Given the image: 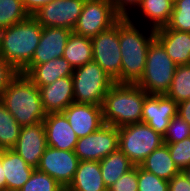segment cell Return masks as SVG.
<instances>
[{
	"mask_svg": "<svg viewBox=\"0 0 190 191\" xmlns=\"http://www.w3.org/2000/svg\"><path fill=\"white\" fill-rule=\"evenodd\" d=\"M177 114L190 124V99L178 103Z\"/></svg>",
	"mask_w": 190,
	"mask_h": 191,
	"instance_id": "40",
	"label": "cell"
},
{
	"mask_svg": "<svg viewBox=\"0 0 190 191\" xmlns=\"http://www.w3.org/2000/svg\"><path fill=\"white\" fill-rule=\"evenodd\" d=\"M79 162L74 151L59 150L48 146L41 156L37 169L67 188L74 178Z\"/></svg>",
	"mask_w": 190,
	"mask_h": 191,
	"instance_id": "12",
	"label": "cell"
},
{
	"mask_svg": "<svg viewBox=\"0 0 190 191\" xmlns=\"http://www.w3.org/2000/svg\"><path fill=\"white\" fill-rule=\"evenodd\" d=\"M63 188L48 174L34 169L29 180L18 191H61Z\"/></svg>",
	"mask_w": 190,
	"mask_h": 191,
	"instance_id": "31",
	"label": "cell"
},
{
	"mask_svg": "<svg viewBox=\"0 0 190 191\" xmlns=\"http://www.w3.org/2000/svg\"><path fill=\"white\" fill-rule=\"evenodd\" d=\"M71 191H107L98 161H80L72 182Z\"/></svg>",
	"mask_w": 190,
	"mask_h": 191,
	"instance_id": "22",
	"label": "cell"
},
{
	"mask_svg": "<svg viewBox=\"0 0 190 191\" xmlns=\"http://www.w3.org/2000/svg\"><path fill=\"white\" fill-rule=\"evenodd\" d=\"M181 172L185 175L188 182L190 183V166L188 168L183 169Z\"/></svg>",
	"mask_w": 190,
	"mask_h": 191,
	"instance_id": "42",
	"label": "cell"
},
{
	"mask_svg": "<svg viewBox=\"0 0 190 191\" xmlns=\"http://www.w3.org/2000/svg\"><path fill=\"white\" fill-rule=\"evenodd\" d=\"M85 0H53L32 16L42 27L74 29Z\"/></svg>",
	"mask_w": 190,
	"mask_h": 191,
	"instance_id": "11",
	"label": "cell"
},
{
	"mask_svg": "<svg viewBox=\"0 0 190 191\" xmlns=\"http://www.w3.org/2000/svg\"><path fill=\"white\" fill-rule=\"evenodd\" d=\"M47 147L44 124L40 122L22 127L12 150L19 154L30 167L37 169Z\"/></svg>",
	"mask_w": 190,
	"mask_h": 191,
	"instance_id": "14",
	"label": "cell"
},
{
	"mask_svg": "<svg viewBox=\"0 0 190 191\" xmlns=\"http://www.w3.org/2000/svg\"><path fill=\"white\" fill-rule=\"evenodd\" d=\"M169 29L190 32V0H174Z\"/></svg>",
	"mask_w": 190,
	"mask_h": 191,
	"instance_id": "30",
	"label": "cell"
},
{
	"mask_svg": "<svg viewBox=\"0 0 190 191\" xmlns=\"http://www.w3.org/2000/svg\"><path fill=\"white\" fill-rule=\"evenodd\" d=\"M62 57L65 58L74 69L92 62V40L77 35L72 31L68 37Z\"/></svg>",
	"mask_w": 190,
	"mask_h": 191,
	"instance_id": "25",
	"label": "cell"
},
{
	"mask_svg": "<svg viewBox=\"0 0 190 191\" xmlns=\"http://www.w3.org/2000/svg\"><path fill=\"white\" fill-rule=\"evenodd\" d=\"M71 32L62 27H43L39 44L28 65H38L62 57Z\"/></svg>",
	"mask_w": 190,
	"mask_h": 191,
	"instance_id": "16",
	"label": "cell"
},
{
	"mask_svg": "<svg viewBox=\"0 0 190 191\" xmlns=\"http://www.w3.org/2000/svg\"><path fill=\"white\" fill-rule=\"evenodd\" d=\"M113 9L122 17L127 18L140 5L141 0H109Z\"/></svg>",
	"mask_w": 190,
	"mask_h": 191,
	"instance_id": "37",
	"label": "cell"
},
{
	"mask_svg": "<svg viewBox=\"0 0 190 191\" xmlns=\"http://www.w3.org/2000/svg\"><path fill=\"white\" fill-rule=\"evenodd\" d=\"M168 183L169 191H190V183L182 172L175 175Z\"/></svg>",
	"mask_w": 190,
	"mask_h": 191,
	"instance_id": "38",
	"label": "cell"
},
{
	"mask_svg": "<svg viewBox=\"0 0 190 191\" xmlns=\"http://www.w3.org/2000/svg\"><path fill=\"white\" fill-rule=\"evenodd\" d=\"M172 0H141L140 5L136 8L137 13L143 16L148 26L152 29H158L168 24L173 10Z\"/></svg>",
	"mask_w": 190,
	"mask_h": 191,
	"instance_id": "24",
	"label": "cell"
},
{
	"mask_svg": "<svg viewBox=\"0 0 190 191\" xmlns=\"http://www.w3.org/2000/svg\"><path fill=\"white\" fill-rule=\"evenodd\" d=\"M155 39L177 66L190 64V32H181L164 26L155 30Z\"/></svg>",
	"mask_w": 190,
	"mask_h": 191,
	"instance_id": "19",
	"label": "cell"
},
{
	"mask_svg": "<svg viewBox=\"0 0 190 191\" xmlns=\"http://www.w3.org/2000/svg\"><path fill=\"white\" fill-rule=\"evenodd\" d=\"M121 18L109 0H85L73 32L92 39L100 32L111 28Z\"/></svg>",
	"mask_w": 190,
	"mask_h": 191,
	"instance_id": "8",
	"label": "cell"
},
{
	"mask_svg": "<svg viewBox=\"0 0 190 191\" xmlns=\"http://www.w3.org/2000/svg\"><path fill=\"white\" fill-rule=\"evenodd\" d=\"M62 113L78 138L97 131L104 124L102 106L74 102Z\"/></svg>",
	"mask_w": 190,
	"mask_h": 191,
	"instance_id": "15",
	"label": "cell"
},
{
	"mask_svg": "<svg viewBox=\"0 0 190 191\" xmlns=\"http://www.w3.org/2000/svg\"><path fill=\"white\" fill-rule=\"evenodd\" d=\"M24 8L32 16L36 11H38L44 5L50 3L53 0H21Z\"/></svg>",
	"mask_w": 190,
	"mask_h": 191,
	"instance_id": "39",
	"label": "cell"
},
{
	"mask_svg": "<svg viewBox=\"0 0 190 191\" xmlns=\"http://www.w3.org/2000/svg\"><path fill=\"white\" fill-rule=\"evenodd\" d=\"M139 166L167 181L181 172L172 160L167 144L151 152Z\"/></svg>",
	"mask_w": 190,
	"mask_h": 191,
	"instance_id": "23",
	"label": "cell"
},
{
	"mask_svg": "<svg viewBox=\"0 0 190 191\" xmlns=\"http://www.w3.org/2000/svg\"><path fill=\"white\" fill-rule=\"evenodd\" d=\"M74 102L102 106L115 83L94 61L75 68L72 74Z\"/></svg>",
	"mask_w": 190,
	"mask_h": 191,
	"instance_id": "6",
	"label": "cell"
},
{
	"mask_svg": "<svg viewBox=\"0 0 190 191\" xmlns=\"http://www.w3.org/2000/svg\"><path fill=\"white\" fill-rule=\"evenodd\" d=\"M0 191H6V179L2 167V151H0Z\"/></svg>",
	"mask_w": 190,
	"mask_h": 191,
	"instance_id": "41",
	"label": "cell"
},
{
	"mask_svg": "<svg viewBox=\"0 0 190 191\" xmlns=\"http://www.w3.org/2000/svg\"><path fill=\"white\" fill-rule=\"evenodd\" d=\"M117 127L103 124L97 131L78 138L74 152L80 161H101L119 148Z\"/></svg>",
	"mask_w": 190,
	"mask_h": 191,
	"instance_id": "10",
	"label": "cell"
},
{
	"mask_svg": "<svg viewBox=\"0 0 190 191\" xmlns=\"http://www.w3.org/2000/svg\"><path fill=\"white\" fill-rule=\"evenodd\" d=\"M177 65L164 47L154 39L148 48L141 79L136 83L148 94H166L172 83Z\"/></svg>",
	"mask_w": 190,
	"mask_h": 191,
	"instance_id": "5",
	"label": "cell"
},
{
	"mask_svg": "<svg viewBox=\"0 0 190 191\" xmlns=\"http://www.w3.org/2000/svg\"><path fill=\"white\" fill-rule=\"evenodd\" d=\"M147 95L137 84L114 83L102 105L104 124L118 128L141 122Z\"/></svg>",
	"mask_w": 190,
	"mask_h": 191,
	"instance_id": "4",
	"label": "cell"
},
{
	"mask_svg": "<svg viewBox=\"0 0 190 191\" xmlns=\"http://www.w3.org/2000/svg\"><path fill=\"white\" fill-rule=\"evenodd\" d=\"M43 27L33 16L0 30V57L21 72L30 62Z\"/></svg>",
	"mask_w": 190,
	"mask_h": 191,
	"instance_id": "2",
	"label": "cell"
},
{
	"mask_svg": "<svg viewBox=\"0 0 190 191\" xmlns=\"http://www.w3.org/2000/svg\"><path fill=\"white\" fill-rule=\"evenodd\" d=\"M21 128L22 127L0 101V151L14 148Z\"/></svg>",
	"mask_w": 190,
	"mask_h": 191,
	"instance_id": "27",
	"label": "cell"
},
{
	"mask_svg": "<svg viewBox=\"0 0 190 191\" xmlns=\"http://www.w3.org/2000/svg\"><path fill=\"white\" fill-rule=\"evenodd\" d=\"M92 40L93 61L115 82L120 83L121 51L119 44V21L100 32Z\"/></svg>",
	"mask_w": 190,
	"mask_h": 191,
	"instance_id": "9",
	"label": "cell"
},
{
	"mask_svg": "<svg viewBox=\"0 0 190 191\" xmlns=\"http://www.w3.org/2000/svg\"><path fill=\"white\" fill-rule=\"evenodd\" d=\"M168 182L138 166V191H169Z\"/></svg>",
	"mask_w": 190,
	"mask_h": 191,
	"instance_id": "33",
	"label": "cell"
},
{
	"mask_svg": "<svg viewBox=\"0 0 190 191\" xmlns=\"http://www.w3.org/2000/svg\"><path fill=\"white\" fill-rule=\"evenodd\" d=\"M40 98L45 112H63L74 103V89L72 76L58 78L49 85L39 87Z\"/></svg>",
	"mask_w": 190,
	"mask_h": 191,
	"instance_id": "17",
	"label": "cell"
},
{
	"mask_svg": "<svg viewBox=\"0 0 190 191\" xmlns=\"http://www.w3.org/2000/svg\"><path fill=\"white\" fill-rule=\"evenodd\" d=\"M99 165L107 188L135 166L119 148L99 161Z\"/></svg>",
	"mask_w": 190,
	"mask_h": 191,
	"instance_id": "26",
	"label": "cell"
},
{
	"mask_svg": "<svg viewBox=\"0 0 190 191\" xmlns=\"http://www.w3.org/2000/svg\"><path fill=\"white\" fill-rule=\"evenodd\" d=\"M47 146L74 151L78 137L62 112L48 113L43 120Z\"/></svg>",
	"mask_w": 190,
	"mask_h": 191,
	"instance_id": "18",
	"label": "cell"
},
{
	"mask_svg": "<svg viewBox=\"0 0 190 191\" xmlns=\"http://www.w3.org/2000/svg\"><path fill=\"white\" fill-rule=\"evenodd\" d=\"M178 103L165 94H148L142 109V121L164 137L170 120L177 114Z\"/></svg>",
	"mask_w": 190,
	"mask_h": 191,
	"instance_id": "13",
	"label": "cell"
},
{
	"mask_svg": "<svg viewBox=\"0 0 190 191\" xmlns=\"http://www.w3.org/2000/svg\"><path fill=\"white\" fill-rule=\"evenodd\" d=\"M118 130L119 149L135 166L164 144L163 136L143 122L118 127Z\"/></svg>",
	"mask_w": 190,
	"mask_h": 191,
	"instance_id": "7",
	"label": "cell"
},
{
	"mask_svg": "<svg viewBox=\"0 0 190 191\" xmlns=\"http://www.w3.org/2000/svg\"><path fill=\"white\" fill-rule=\"evenodd\" d=\"M0 101L21 127L43 122L47 115L39 88L20 72L0 95Z\"/></svg>",
	"mask_w": 190,
	"mask_h": 191,
	"instance_id": "3",
	"label": "cell"
},
{
	"mask_svg": "<svg viewBox=\"0 0 190 191\" xmlns=\"http://www.w3.org/2000/svg\"><path fill=\"white\" fill-rule=\"evenodd\" d=\"M167 145L171 158L179 170L188 168L190 166V137Z\"/></svg>",
	"mask_w": 190,
	"mask_h": 191,
	"instance_id": "34",
	"label": "cell"
},
{
	"mask_svg": "<svg viewBox=\"0 0 190 191\" xmlns=\"http://www.w3.org/2000/svg\"><path fill=\"white\" fill-rule=\"evenodd\" d=\"M190 137V124L179 114H176L169 123L166 134L163 137L164 144H171Z\"/></svg>",
	"mask_w": 190,
	"mask_h": 191,
	"instance_id": "32",
	"label": "cell"
},
{
	"mask_svg": "<svg viewBox=\"0 0 190 191\" xmlns=\"http://www.w3.org/2000/svg\"><path fill=\"white\" fill-rule=\"evenodd\" d=\"M107 191H138V166L122 175Z\"/></svg>",
	"mask_w": 190,
	"mask_h": 191,
	"instance_id": "35",
	"label": "cell"
},
{
	"mask_svg": "<svg viewBox=\"0 0 190 191\" xmlns=\"http://www.w3.org/2000/svg\"><path fill=\"white\" fill-rule=\"evenodd\" d=\"M19 72L2 57H0V95Z\"/></svg>",
	"mask_w": 190,
	"mask_h": 191,
	"instance_id": "36",
	"label": "cell"
},
{
	"mask_svg": "<svg viewBox=\"0 0 190 191\" xmlns=\"http://www.w3.org/2000/svg\"><path fill=\"white\" fill-rule=\"evenodd\" d=\"M74 68L63 57L38 65H27L20 73L26 75L38 88L55 82L58 78L72 76Z\"/></svg>",
	"mask_w": 190,
	"mask_h": 191,
	"instance_id": "20",
	"label": "cell"
},
{
	"mask_svg": "<svg viewBox=\"0 0 190 191\" xmlns=\"http://www.w3.org/2000/svg\"><path fill=\"white\" fill-rule=\"evenodd\" d=\"M147 29L142 30L132 15L119 20L120 83L136 84L141 79L149 45L155 39V29Z\"/></svg>",
	"mask_w": 190,
	"mask_h": 191,
	"instance_id": "1",
	"label": "cell"
},
{
	"mask_svg": "<svg viewBox=\"0 0 190 191\" xmlns=\"http://www.w3.org/2000/svg\"><path fill=\"white\" fill-rule=\"evenodd\" d=\"M2 167L6 179V191H18L34 171L14 150H2Z\"/></svg>",
	"mask_w": 190,
	"mask_h": 191,
	"instance_id": "21",
	"label": "cell"
},
{
	"mask_svg": "<svg viewBox=\"0 0 190 191\" xmlns=\"http://www.w3.org/2000/svg\"><path fill=\"white\" fill-rule=\"evenodd\" d=\"M61 191H71L68 188H63Z\"/></svg>",
	"mask_w": 190,
	"mask_h": 191,
	"instance_id": "43",
	"label": "cell"
},
{
	"mask_svg": "<svg viewBox=\"0 0 190 191\" xmlns=\"http://www.w3.org/2000/svg\"><path fill=\"white\" fill-rule=\"evenodd\" d=\"M165 95L177 103L190 99V64L177 66L170 88Z\"/></svg>",
	"mask_w": 190,
	"mask_h": 191,
	"instance_id": "28",
	"label": "cell"
},
{
	"mask_svg": "<svg viewBox=\"0 0 190 191\" xmlns=\"http://www.w3.org/2000/svg\"><path fill=\"white\" fill-rule=\"evenodd\" d=\"M21 0H0V30L29 17Z\"/></svg>",
	"mask_w": 190,
	"mask_h": 191,
	"instance_id": "29",
	"label": "cell"
}]
</instances>
